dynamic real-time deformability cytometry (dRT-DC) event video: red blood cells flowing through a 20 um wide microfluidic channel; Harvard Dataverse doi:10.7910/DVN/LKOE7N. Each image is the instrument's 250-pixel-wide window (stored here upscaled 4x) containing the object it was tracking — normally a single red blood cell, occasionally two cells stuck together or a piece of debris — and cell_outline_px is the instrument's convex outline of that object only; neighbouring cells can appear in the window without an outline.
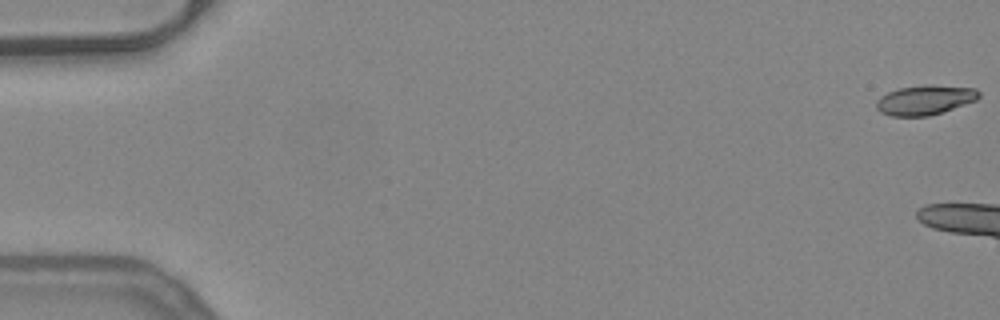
{"species": "common noctule bat (a hibernating species)", "species_latin": "Nyctalus noctula", "temperature_condition": "warm", "stored_images_in_passage": 7, "camera_frame_rate_fps": 3000, "um_per_image_px": 0.085, "animal": {"sex": "female", "body_mass_g": 24.6, "forearm_length_mm": 56.2}, "frame": {"image": 1, "passage_image": 1, "time_ms": 0.0, "image_size_px": [1000, 320], "cell_outline_px": [[980, 96], [976, 100], [928, 116], [892, 116], [880, 112], [876, 108], [876, 100], [880, 96], [888, 92], [900, 88], [924, 84], [932, 84], [976, 88], [980, 92]], "centroid_in_image_um": [78.6, 8.48], "position_along_channel_um": 6.4, "area_um2": 17.74}}